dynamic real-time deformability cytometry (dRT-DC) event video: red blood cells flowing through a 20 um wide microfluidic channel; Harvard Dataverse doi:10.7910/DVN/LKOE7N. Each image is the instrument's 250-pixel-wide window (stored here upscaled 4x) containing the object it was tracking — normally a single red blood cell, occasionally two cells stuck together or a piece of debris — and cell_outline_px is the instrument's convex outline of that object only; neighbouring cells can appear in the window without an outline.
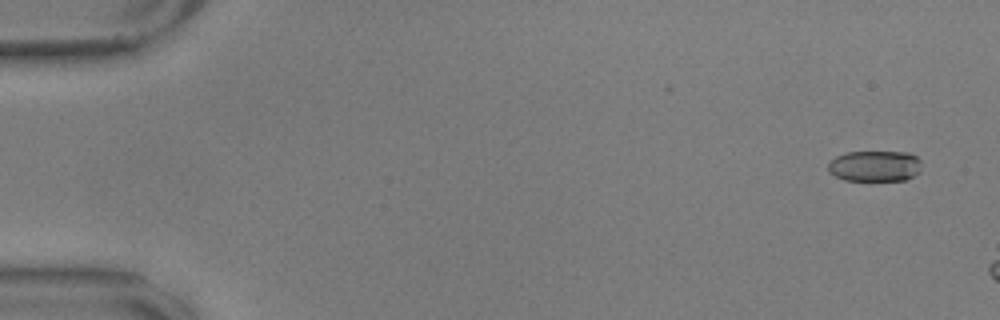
{"species": "common noctule bat (a hibernating species)", "species_latin": "Nyctalus noctula", "temperature_condition": "warm", "stored_images_in_passage": 9, "camera_frame_rate_fps": 3000, "um_per_image_px": 0.085, "animal": {"sex": "male", "body_mass_g": 17.9, "forearm_length_mm": 54.2}, "frame": {"image": 1, "passage_image": 3, "time_ms": 0.667, "image_size_px": [1000, 320], "cell_outline_px": [[920, 172], [904, 180], [844, 180], [828, 172], [828, 164], [836, 156], [848, 152], [908, 152], [916, 156], [920, 160]], "centroid_in_image_um": [74.36, 14.11], "position_along_channel_um": 10.6, "area_um2": 16.76}}